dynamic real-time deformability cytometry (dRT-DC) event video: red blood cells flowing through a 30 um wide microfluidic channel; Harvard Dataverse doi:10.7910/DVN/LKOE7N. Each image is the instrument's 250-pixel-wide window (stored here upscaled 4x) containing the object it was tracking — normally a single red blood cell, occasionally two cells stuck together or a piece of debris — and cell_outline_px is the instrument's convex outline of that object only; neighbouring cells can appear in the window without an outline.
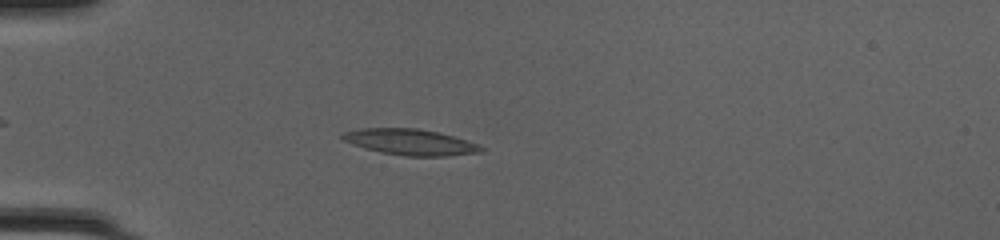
{"species": "common noctule bat (a hibernating species)", "species_latin": "Nyctalus noctula", "temperature_condition": "cold", "stored_images_in_passage": 44, "camera_frame_rate_fps": 3000, "um_per_image_px": 0.085, "animal": {"sex": "female", "body_mass_g": 20.0, "forearm_length_mm": 54.0}, "frame": {"image": 1, "passage_image": 9, "time_ms": 2.667, "image_size_px": [1000, 240], "cell_outline_px": [[488, 148], [484, 152], [448, 156], [404, 156], [380, 152], [364, 148], [352, 144], [344, 140], [340, 136], [344, 132], [360, 128], [416, 128], [440, 132], [480, 144]], "centroid_in_image_um": [34.95, 12.08], "position_along_channel_um": 50.1, "area_um2": 21.33}}
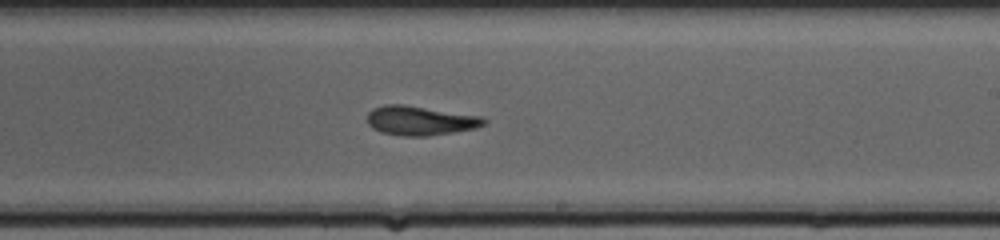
{"frame": {"image": 2, "passage_image": 25, "time_ms": 8.0, "image_size_px": [1000, 240], "cell_outline_px": [[488, 120], [484, 124], [476, 128], [428, 136], [400, 136], [380, 132], [372, 128], [368, 124], [368, 112], [372, 108], [384, 104], [404, 104], [484, 116]], "centroid_in_image_um": [35.72, 10.24], "position_along_channel_um": 253.3, "area_um2": 20.23}}
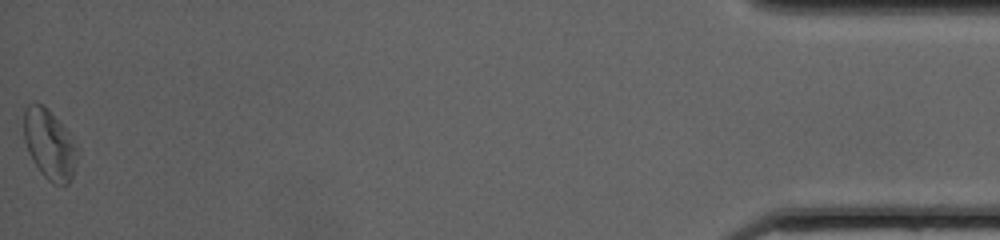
{"frame": {"image": 3, "passage_image": 44, "time_ms": 14.333, "image_size_px": [1000, 240], "cell_outline_px": [[80, 152], [72, 176], [68, 184], [52, 184], [40, 172], [28, 152], [24, 140], [24, 108], [28, 104], [36, 100], [44, 104], [68, 132]], "centroid_in_image_um": [4.2, 12.25], "position_along_channel_um": 431.0, "area_um2": 22.02}, "authors_computed_cell_mechanics": {"area_um2": 20.4034, "velocity_mm_per_s": 4.2135, "shape_relaxation_time_tau1_ms": 9.8384, "shape_relaxation_time_tau2_ms": 5.1276, "deformation_change_tau1": 0.2268, "deformation_change_tau2": 0.1606}}